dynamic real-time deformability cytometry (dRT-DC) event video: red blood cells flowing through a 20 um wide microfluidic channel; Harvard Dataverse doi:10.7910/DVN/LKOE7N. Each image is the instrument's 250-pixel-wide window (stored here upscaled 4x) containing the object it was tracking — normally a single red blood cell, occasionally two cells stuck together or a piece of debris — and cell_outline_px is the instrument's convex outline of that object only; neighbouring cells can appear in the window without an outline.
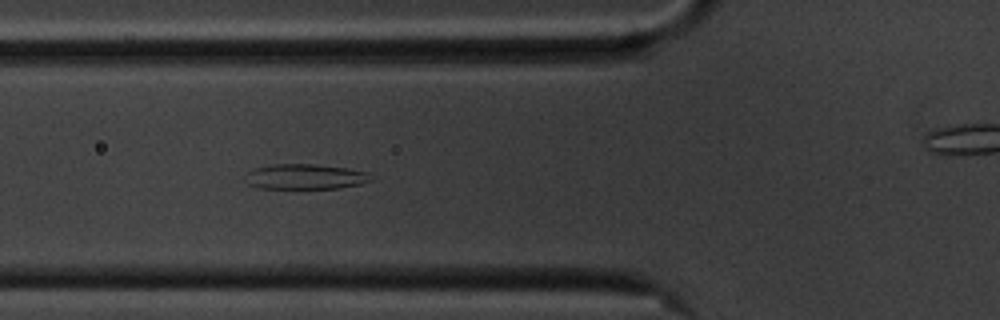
{"species": "common noctule bat (a hibernating species)", "species_latin": "Nyctalus noctula", "temperature_condition": "cold", "stored_images_in_passage": 46, "camera_frame_rate_fps": 3000, "um_per_image_px": 0.085, "animal": {"sex": "male", "body_mass_g": 20.1, "forearm_length_mm": 53.5}, "frame": {"image": 1, "passage_image": 9, "time_ms": 2.667, "image_size_px": [1000, 320], "cell_outline_px": [[376, 180], [360, 184], [336, 188], [260, 188], [248, 184], [244, 176], [252, 168], [272, 164], [316, 164], [348, 168], [368, 172]], "centroid_in_image_um": [25.96, 15.0], "position_along_channel_um": 99.8, "area_um2": 18.67}}
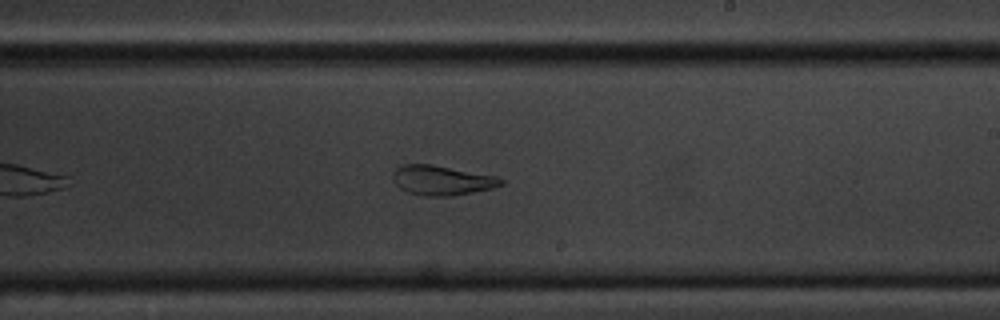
{"frame": {"image": 2, "passage_image": 22, "time_ms": 7.0, "image_size_px": [1000, 320], "cell_outline_px": [[504, 184], [492, 188], [452, 196], [424, 196], [408, 192], [400, 188], [392, 180], [392, 176], [396, 168], [404, 164], [432, 164], [496, 176], [504, 180]], "centroid_in_image_um": [37.55, 15.32], "position_along_channel_um": 251.5, "area_um2": 18.67}}
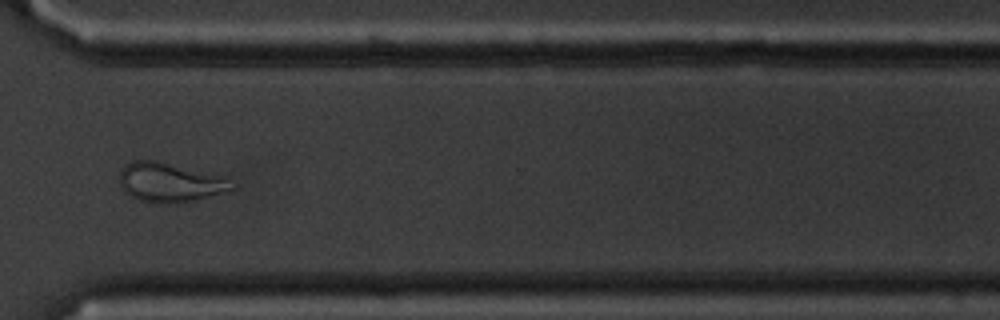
{"frame": {"image": 3, "passage_image": 31, "time_ms": 10.0, "image_size_px": [1000, 320], "cell_outline_px": [[236, 188], [208, 196], [176, 204], [156, 204], [140, 200], [124, 192], [120, 184], [120, 172], [124, 164], [132, 160], [156, 160], [224, 176], [236, 184]], "centroid_in_image_um": [14.42, 15.5], "position_along_channel_um": 356.2, "area_um2": 25.89}, "authors_computed_cell_mechanics": {"area_um2": 20.4323, "velocity_mm_per_s": 3.4937, "shape_relaxation_time_tau1_ms": null, "shape_relaxation_time_tau2_ms": 1.7217, "deformation_change_tau1": null, "deformation_change_tau2": 0.0957}}